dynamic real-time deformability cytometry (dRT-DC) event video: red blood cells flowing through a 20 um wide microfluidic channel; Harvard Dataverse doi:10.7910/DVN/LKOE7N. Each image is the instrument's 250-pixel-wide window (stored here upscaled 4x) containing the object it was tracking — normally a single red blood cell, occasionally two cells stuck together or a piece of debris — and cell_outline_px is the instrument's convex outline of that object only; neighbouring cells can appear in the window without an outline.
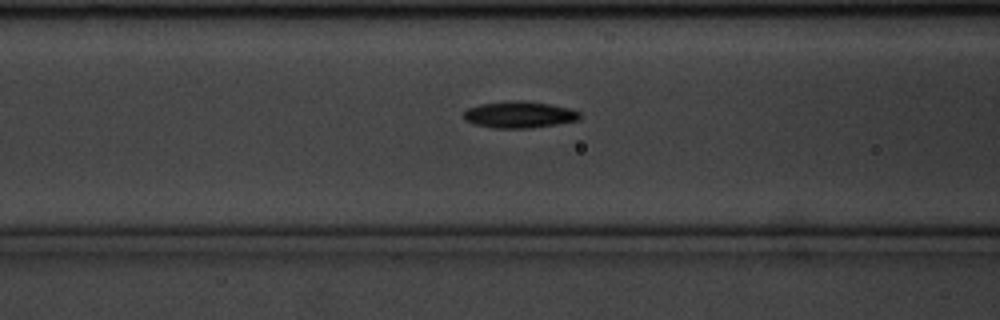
{"species": "common noctule bat (a hibernating species)", "species_latin": "Nyctalus noctula", "temperature_condition": "cold", "stored_images_in_passage": 11, "camera_frame_rate_fps": 3000, "um_per_image_px": 0.085, "animal": {"sex": "male", "body_mass_g": 20.1, "forearm_length_mm": 53.5}, "frame": {"image": 1, "passage_image": 5, "time_ms": 1.333, "image_size_px": [1000, 320], "cell_outline_px": [[580, 116], [576, 120], [556, 124], [528, 128], [492, 128], [476, 124], [464, 120], [464, 112], [468, 108], [480, 104], [508, 100], [520, 100], [548, 104], [568, 108], [580, 112]], "centroid_in_image_um": [44.09, 9.74], "position_along_channel_um": 122.5, "area_um2": 17.8}}